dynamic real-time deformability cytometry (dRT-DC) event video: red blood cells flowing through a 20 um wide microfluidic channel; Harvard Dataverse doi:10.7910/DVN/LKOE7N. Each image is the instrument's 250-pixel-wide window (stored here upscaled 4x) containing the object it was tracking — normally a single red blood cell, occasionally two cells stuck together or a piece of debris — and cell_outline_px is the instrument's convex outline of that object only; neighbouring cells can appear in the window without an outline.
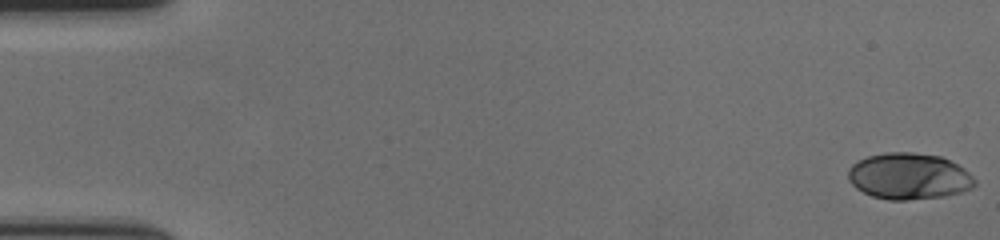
{"species": "human", "species_latin": "Homo sapiens", "temperature_condition": "cold", "stored_images_in_passage": 59, "camera_frame_rate_fps": 3000, "um_per_image_px": 0.085, "donor": {"sex": "female"}, "frame": {"image": 1, "passage_image": 1, "time_ms": 0.0, "image_size_px": [1000, 240], "cell_outline_px": [[976, 184], [972, 188], [960, 192], [944, 196], [908, 200], [888, 200], [872, 196], [856, 188], [848, 180], [848, 168], [856, 160], [868, 156], [884, 152], [912, 152], [940, 156], [964, 168], [976, 180]], "centroid_in_image_um": [77.23, 14.98], "position_along_channel_um": 7.8, "area_um2": 34.33}}
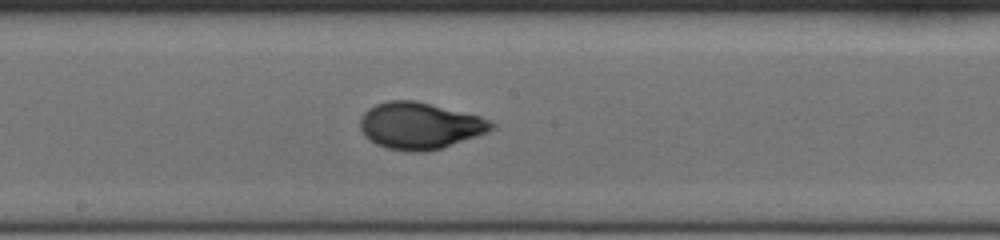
{"frame": {"image": 2, "passage_image": 32, "time_ms": 10.333, "image_size_px": [1000, 240], "cell_outline_px": [[496, 128], [488, 132], [440, 148], [424, 152], [412, 152], [388, 148], [376, 144], [368, 140], [364, 136], [360, 128], [360, 116], [368, 108], [376, 104], [388, 100], [416, 100], [480, 116], [496, 124]], "centroid_in_image_um": [35.66, 10.68], "position_along_channel_um": 212.5, "area_um2": 35.78}}
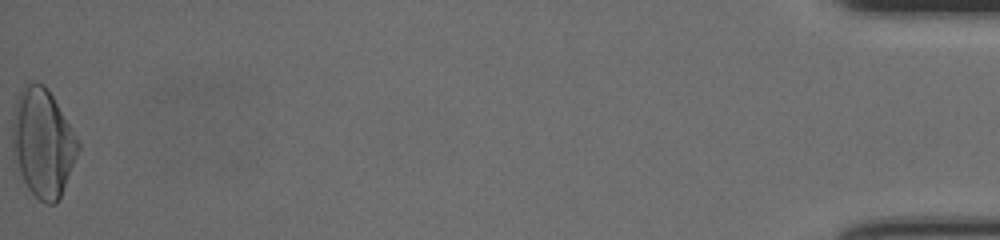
{"frame": {"image": 3, "passage_image": 59, "time_ms": 19.333, "image_size_px": [1000, 240], "cell_outline_px": [[80, 148], [60, 196], [56, 204], [44, 204], [28, 188], [12, 160], [12, 124], [16, 100], [20, 88], [28, 80], [32, 80], [44, 84], [48, 88], [76, 136], [80, 144]], "centroid_in_image_um": [3.6, 12.1], "position_along_channel_um": 431.6, "area_um2": 41.67}, "authors_computed_cell_mechanics": {"area_um2": 34.68, "velocity_mm_per_s": 3.5493, "shape_relaxation_time_tau1_ms": 4.0621, "shape_relaxation_time_tau2_ms": 0.7205, "deformation_change_tau1": 0.1794, "deformation_change_tau2": 0.0417}}